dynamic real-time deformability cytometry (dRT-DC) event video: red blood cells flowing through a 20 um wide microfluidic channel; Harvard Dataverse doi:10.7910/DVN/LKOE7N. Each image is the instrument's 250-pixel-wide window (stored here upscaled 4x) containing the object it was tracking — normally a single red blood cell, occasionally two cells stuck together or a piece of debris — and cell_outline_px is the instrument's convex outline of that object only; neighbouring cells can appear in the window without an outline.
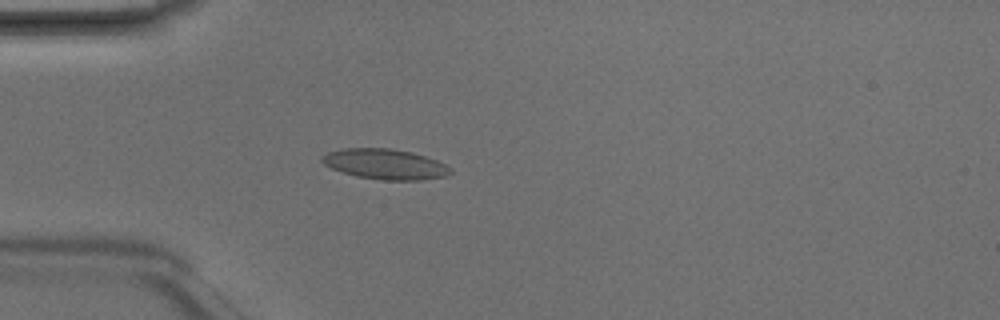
{"species": "Egyptian fruit bat (a non-hibernating species)", "species_latin": "Rousettus aegyptiacus", "temperature_condition": "room temperature", "stored_images_in_passage": 4, "camera_frame_rate_fps": 3000, "um_per_image_px": 0.085, "animal": {"sex": "male"}, "frame": {"image": 1, "passage_image": 4, "time_ms": 1.0, "image_size_px": [1000, 320], "cell_outline_px": [[452, 172], [448, 176], [420, 180], [384, 180], [356, 176], [332, 168], [324, 164], [320, 160], [320, 156], [328, 152], [340, 148], [388, 148], [412, 152], [436, 160], [452, 168]], "centroid_in_image_um": [32.73, 13.95], "position_along_channel_um": 52.3, "area_um2": 22.72}}